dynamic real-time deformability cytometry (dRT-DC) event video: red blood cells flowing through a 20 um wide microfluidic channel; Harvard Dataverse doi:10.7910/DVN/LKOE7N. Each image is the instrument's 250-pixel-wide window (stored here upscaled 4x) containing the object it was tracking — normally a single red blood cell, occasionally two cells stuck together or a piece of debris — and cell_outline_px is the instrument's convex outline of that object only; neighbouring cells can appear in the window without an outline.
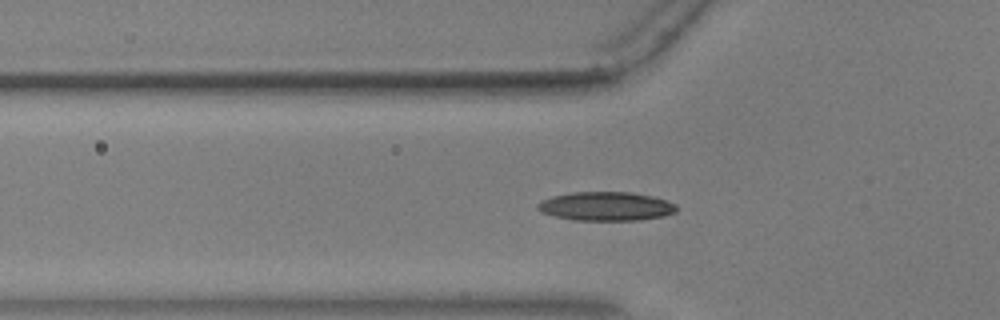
{"species": "common noctule bat (a hibernating species)", "species_latin": "Nyctalus noctula", "temperature_condition": "warm", "stored_images_in_passage": 51, "camera_frame_rate_fps": 3000, "um_per_image_px": 0.085, "animal": {"sex": "male", "body_mass_g": 17.9, "forearm_length_mm": 54.2}, "frame": {"image": 1, "passage_image": 15, "time_ms": 4.667, "image_size_px": [1000, 320], "cell_outline_px": [[676, 212], [664, 216], [636, 220], [572, 220], [540, 212], [536, 208], [536, 204], [552, 196], [572, 192], [632, 192], [652, 196], [676, 204]], "centroid_in_image_um": [51.49, 17.53], "position_along_channel_um": 74.3, "area_um2": 23.29}}
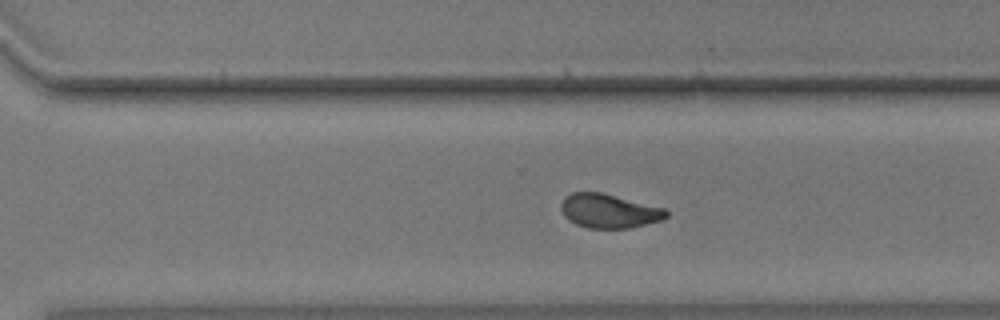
{"frame": {"image": 2, "passage_image": 35, "time_ms": 11.333, "image_size_px": [1000, 320], "cell_outline_px": [[668, 216], [664, 220], [628, 228], [588, 228], [576, 224], [568, 220], [564, 216], [560, 208], [560, 204], [564, 196], [572, 192], [600, 192], [664, 208], [668, 212]], "centroid_in_image_um": [51.74, 17.93], "position_along_channel_um": 318.9, "area_um2": 20.92}}
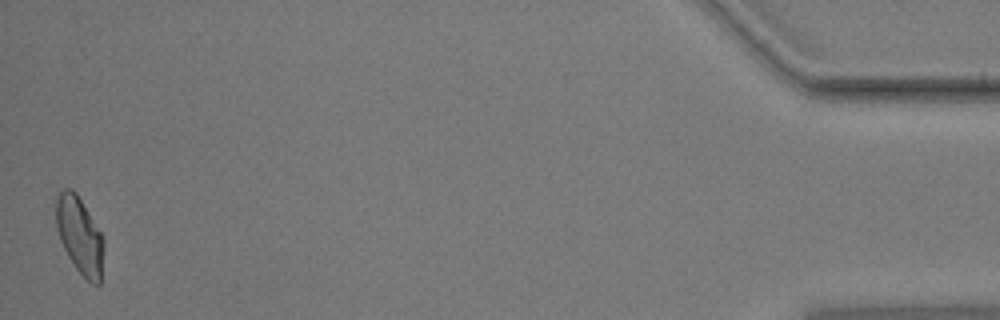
{"frame": {"image": 3, "passage_image": 51, "time_ms": 16.667, "image_size_px": [1000, 320], "cell_outline_px": [[104, 248], [100, 284], [92, 284], [76, 268], [68, 256], [60, 240], [56, 228], [56, 200], [60, 192], [64, 188], [72, 188], [76, 192], [104, 236]], "centroid_in_image_um": [6.79, 19.99], "position_along_channel_um": 428.4, "area_um2": 21.44}, "authors_computed_cell_mechanics": {"area_um2": 21.2126, "velocity_mm_per_s": 3.6599, "shape_relaxation_time_tau1_ms": 5.6079, "shape_relaxation_time_tau2_ms": 1.5018, "deformation_change_tau1": 0.158, "deformation_change_tau2": 0.0662}}